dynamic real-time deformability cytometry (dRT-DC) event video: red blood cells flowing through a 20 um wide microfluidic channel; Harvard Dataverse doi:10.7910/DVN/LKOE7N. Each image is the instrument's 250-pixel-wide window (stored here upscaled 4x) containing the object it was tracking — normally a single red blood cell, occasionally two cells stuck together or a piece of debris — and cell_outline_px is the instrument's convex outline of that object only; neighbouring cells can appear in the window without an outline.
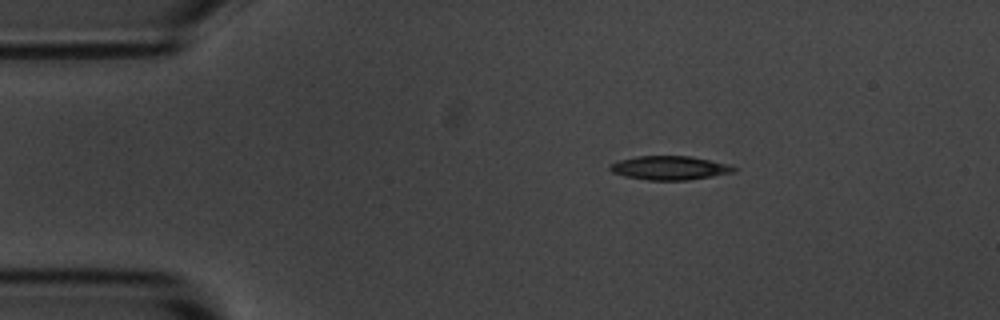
{"species": "common noctule bat (a hibernating species)", "species_latin": "Nyctalus noctula", "temperature_condition": "room temperature", "stored_images_in_passage": 3, "camera_frame_rate_fps": 3000, "um_per_image_px": 0.085, "animal": {"sex": "male", "body_mass_g": 20.1, "forearm_length_mm": 53.5}, "frame": {"image": 1, "passage_image": 2, "time_ms": 1.0, "image_size_px": [1000, 320], "cell_outline_px": [[736, 172], [688, 180], [648, 180], [624, 176], [612, 172], [608, 168], [612, 164], [620, 160], [636, 156], [688, 156], [732, 164], [736, 168]], "centroid_in_image_um": [56.95, 14.27], "position_along_channel_um": 28.0, "area_um2": 17.22}}